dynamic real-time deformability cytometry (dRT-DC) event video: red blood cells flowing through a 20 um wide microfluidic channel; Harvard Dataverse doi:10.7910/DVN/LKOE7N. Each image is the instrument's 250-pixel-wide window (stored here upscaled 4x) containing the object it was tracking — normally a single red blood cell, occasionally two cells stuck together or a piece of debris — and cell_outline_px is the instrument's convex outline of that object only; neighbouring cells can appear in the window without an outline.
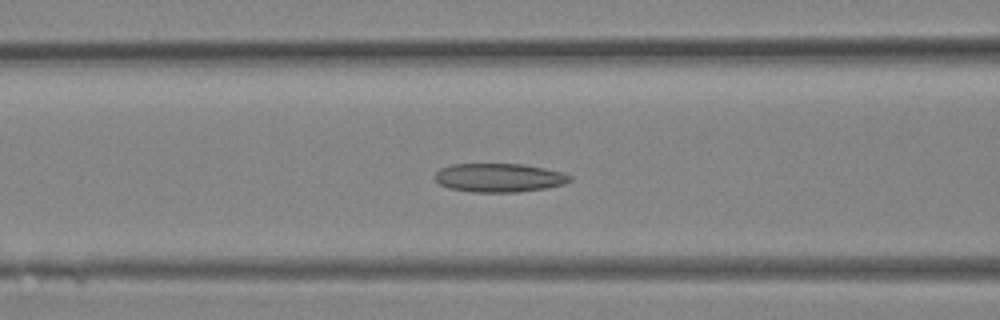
{"species": "Egyptian fruit bat (a non-hibernating species)", "species_latin": "Rousettus aegyptiacus", "temperature_condition": "room temperature", "stored_images_in_passage": 34, "camera_frame_rate_fps": 3000, "um_per_image_px": 0.085, "animal": {"sex": "female"}, "frame": {"image": 1, "passage_image": 14, "time_ms": 4.333, "image_size_px": [1000, 320], "cell_outline_px": [[572, 180], [564, 184], [548, 188], [516, 192], [472, 192], [448, 188], [440, 184], [432, 176], [440, 168], [452, 164], [524, 164], [564, 172], [572, 176]], "centroid_in_image_um": [42.43, 15.1], "position_along_channel_um": 124.2, "area_um2": 22.83}}
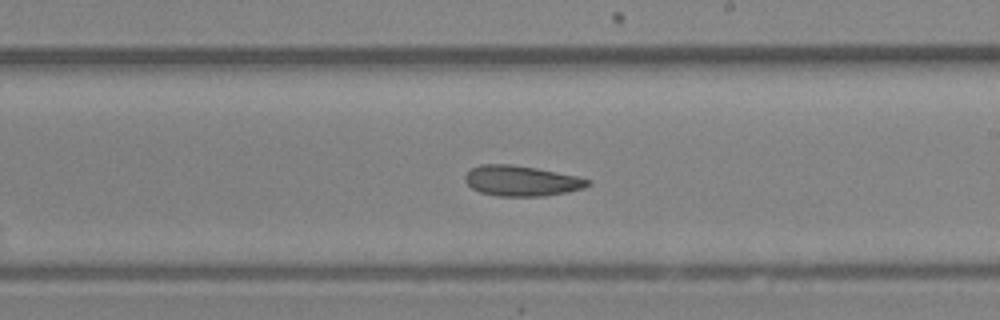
{"frame": {"image": 2, "passage_image": 20, "time_ms": 6.333, "image_size_px": [1000, 320], "cell_outline_px": [[592, 184], [584, 188], [568, 192], [544, 196], [496, 196], [480, 192], [472, 188], [464, 180], [464, 176], [472, 168], [480, 164], [512, 164], [536, 168], [576, 176], [592, 180]], "centroid_in_image_um": [44.34, 15.37], "position_along_channel_um": 244.7, "area_um2": 21.85}}
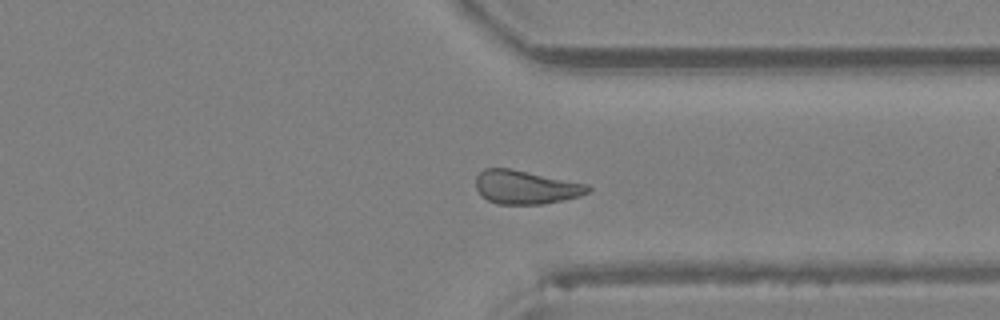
{"frame": {"image": 3, "passage_image": 26, "time_ms": 8.333, "image_size_px": [1000, 320], "cell_outline_px": [[592, 188], [588, 192], [580, 196], [564, 200], [544, 204], [496, 204], [480, 196], [476, 188], [476, 176], [484, 168], [508, 168], [588, 184]], "centroid_in_image_um": [44.67, 15.92], "position_along_channel_um": 366.7, "area_um2": 22.02}}